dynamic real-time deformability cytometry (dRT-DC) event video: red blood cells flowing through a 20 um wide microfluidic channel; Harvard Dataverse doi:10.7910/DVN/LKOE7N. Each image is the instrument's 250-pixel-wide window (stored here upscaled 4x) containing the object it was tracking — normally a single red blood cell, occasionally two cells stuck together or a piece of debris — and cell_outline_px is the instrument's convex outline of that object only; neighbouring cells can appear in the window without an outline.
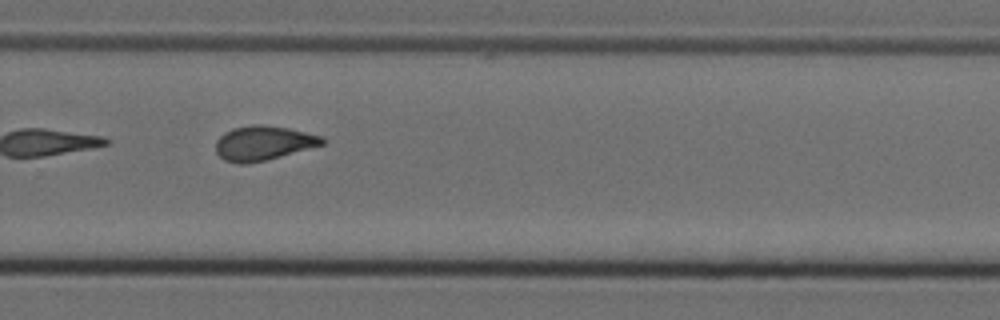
{"species": "Egyptian fruit bat (a non-hibernating species)", "species_latin": "Rousettus aegyptiacus", "temperature_condition": "cold", "stored_images_in_passage": 15, "camera_frame_rate_fps": 3000, "um_per_image_px": 0.085, "animal": {"sex": "female"}, "frame": {"image": 1, "passage_image": 11, "time_ms": 3.333, "image_size_px": [1000, 320], "cell_outline_px": [[324, 144], [268, 160], [248, 164], [240, 164], [224, 160], [216, 152], [216, 140], [224, 132], [232, 128], [252, 124], [260, 124], [288, 128], [324, 136]], "centroid_in_image_um": [22.37, 12.16], "position_along_channel_um": 307.4, "area_um2": 21.56}}